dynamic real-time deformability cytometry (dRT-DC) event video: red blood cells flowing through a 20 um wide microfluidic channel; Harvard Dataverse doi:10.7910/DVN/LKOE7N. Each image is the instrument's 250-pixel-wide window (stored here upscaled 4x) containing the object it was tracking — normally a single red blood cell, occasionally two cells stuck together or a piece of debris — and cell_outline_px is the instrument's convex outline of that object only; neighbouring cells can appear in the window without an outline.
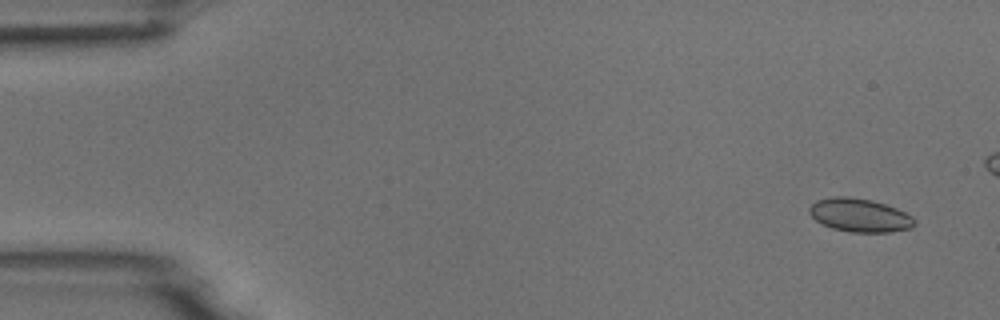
{"species": "common noctule bat (a hibernating species)", "species_latin": "Nyctalus noctula", "temperature_condition": "room temperature", "stored_images_in_passage": 5, "camera_frame_rate_fps": 3000, "um_per_image_px": 0.085, "animal": {"sex": "male", "body_mass_g": 18.8}, "frame": {"image": 1, "passage_image": 1, "time_ms": 0.0, "image_size_px": [1000, 320], "cell_outline_px": [[916, 224], [912, 228], [892, 232], [848, 232], [832, 228], [816, 220], [808, 212], [808, 208], [816, 200], [836, 196], [848, 196], [872, 200], [896, 208], [912, 216], [916, 220]], "centroid_in_image_um": [73.09, 18.3], "position_along_channel_um": 11.9, "area_um2": 20.58}}